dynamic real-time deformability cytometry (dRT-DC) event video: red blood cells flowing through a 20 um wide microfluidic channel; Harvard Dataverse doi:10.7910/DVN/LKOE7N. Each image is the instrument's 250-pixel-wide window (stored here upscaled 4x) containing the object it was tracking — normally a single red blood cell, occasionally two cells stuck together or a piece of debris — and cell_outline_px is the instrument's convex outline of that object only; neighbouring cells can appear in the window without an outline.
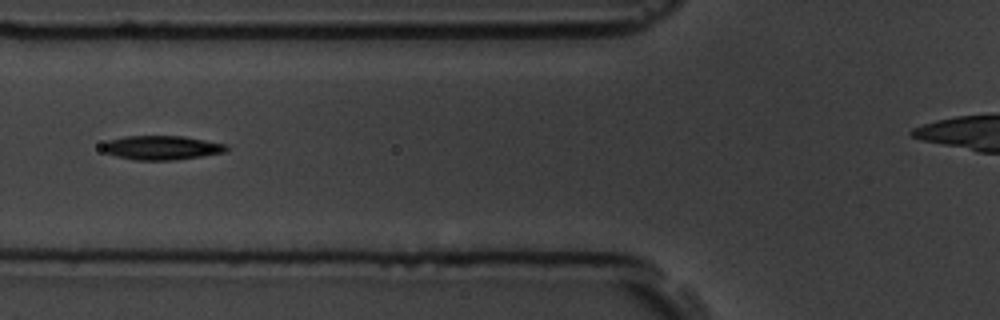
{"species": "common noctule bat (a hibernating species)", "species_latin": "Nyctalus noctula", "temperature_condition": "room temperature", "stored_images_in_passage": 3, "camera_frame_rate_fps": 3000, "um_per_image_px": 0.085, "animal": {"sex": "male", "body_mass_g": 19.5, "forearm_length_mm": 54.6}, "frame": {"image": 1, "passage_image": 3, "time_ms": 2.0, "image_size_px": [1000, 320], "cell_outline_px": [[228, 148], [224, 152], [176, 160], [136, 160], [116, 156], [104, 152], [100, 148], [100, 144], [108, 140], [124, 136], [184, 136], [228, 144]], "centroid_in_image_um": [13.69, 12.54], "position_along_channel_um": 112.1, "area_um2": 17.57}}